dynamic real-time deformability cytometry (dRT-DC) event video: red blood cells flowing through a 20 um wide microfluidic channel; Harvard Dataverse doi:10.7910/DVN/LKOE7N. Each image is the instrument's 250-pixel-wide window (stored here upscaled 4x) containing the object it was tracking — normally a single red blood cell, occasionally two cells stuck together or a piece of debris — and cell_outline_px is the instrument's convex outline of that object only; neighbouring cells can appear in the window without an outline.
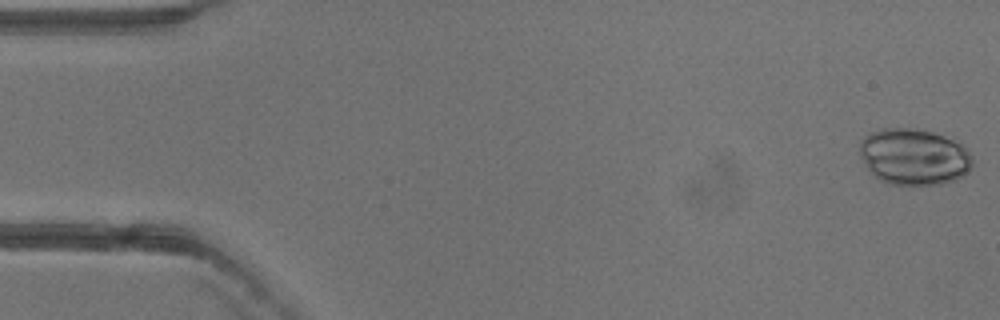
{"species": "common noctule bat (a hibernating species)", "species_latin": "Nyctalus noctula", "temperature_condition": "warm", "stored_images_in_passage": 52, "camera_frame_rate_fps": 3000, "um_per_image_px": 0.085, "animal": {"sex": "female"}, "frame": {"image": 1, "passage_image": 1, "time_ms": 0.0, "image_size_px": [1000, 320], "cell_outline_px": [[972, 168], [968, 172], [956, 180], [940, 184], [892, 184], [880, 180], [868, 168], [860, 156], [860, 140], [868, 132], [884, 128], [912, 128], [932, 132], [944, 136], [964, 144], [972, 156]], "centroid_in_image_um": [77.71, 13.31], "position_along_channel_um": 7.3, "area_um2": 37.17}}
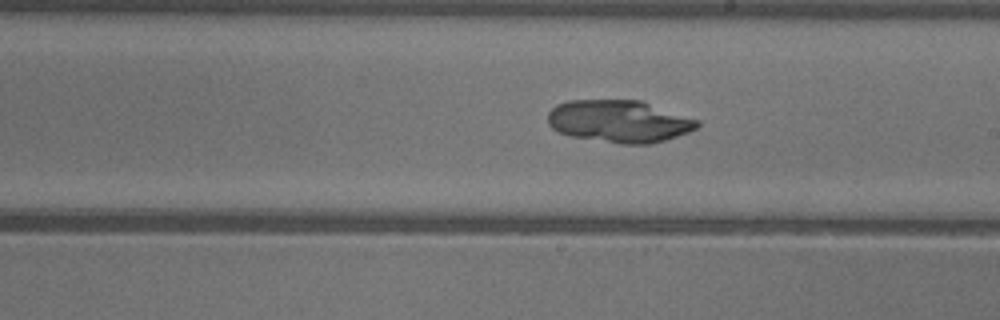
{"frame": {"image": 2, "passage_image": 29, "time_ms": 9.333, "image_size_px": [1000, 320], "cell_outline_px": [[700, 124], [696, 128], [688, 132], [652, 144], [620, 144], [568, 136], [552, 128], [548, 124], [548, 112], [556, 104], [568, 100], [640, 100], [700, 120]], "centroid_in_image_um": [52.61, 10.31], "position_along_channel_um": 236.4, "area_um2": 37.05}}
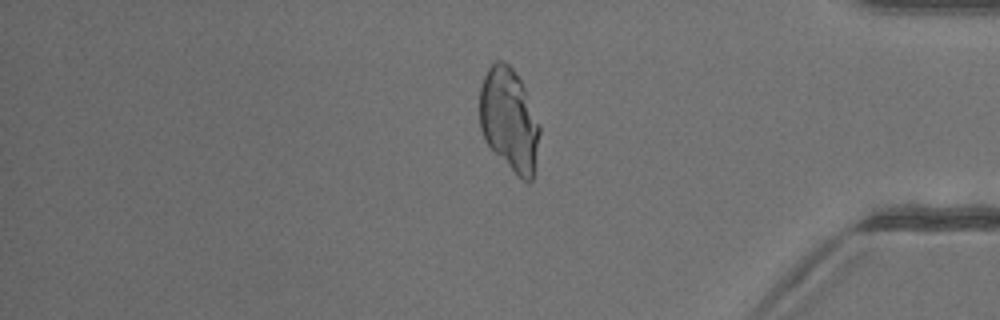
{"frame": {"image": 3, "passage_image": 43, "time_ms": 14.0, "image_size_px": [1000, 320], "cell_outline_px": [[540, 132], [532, 180], [524, 180], [516, 176], [488, 144], [480, 128], [480, 88], [484, 76], [488, 68], [496, 60], [504, 60], [512, 68], [520, 80], [524, 88], [540, 124]], "centroid_in_image_um": [43.28, 10.16], "position_along_channel_um": 391.9, "area_um2": 35.66}}